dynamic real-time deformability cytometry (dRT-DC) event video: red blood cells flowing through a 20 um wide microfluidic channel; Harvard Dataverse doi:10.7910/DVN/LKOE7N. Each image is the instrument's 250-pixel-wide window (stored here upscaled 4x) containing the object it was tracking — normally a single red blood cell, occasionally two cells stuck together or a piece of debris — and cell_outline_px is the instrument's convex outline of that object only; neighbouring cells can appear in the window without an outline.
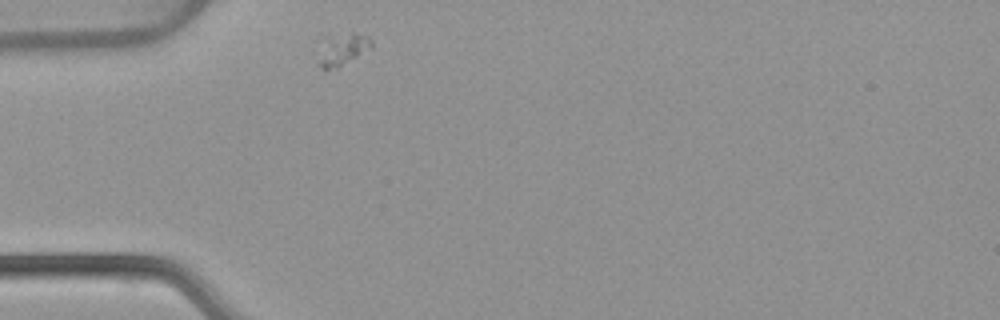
{"species": "common noctule bat (a hibernating species)", "species_latin": "Nyctalus noctula", "temperature_condition": "warm", "stored_images_in_passage": 42, "camera_frame_rate_fps": 3000, "um_per_image_px": 0.085, "animal": {"sex": "female", "body_mass_g": 22.7, "forearm_length_mm": 54.2}, "frame": {"image": 1, "passage_image": 1, "time_ms": 0.0, "image_size_px": [1000, 320], "cell_outline_px": [[372, 48], [340, 64], [328, 68], [320, 68], [316, 40], [320, 36], [352, 32], [356, 32], [368, 36], [372, 40]], "centroid_in_image_um": [29.01, 4.07], "position_along_channel_um": 56.0, "area_um2": 10.23}}